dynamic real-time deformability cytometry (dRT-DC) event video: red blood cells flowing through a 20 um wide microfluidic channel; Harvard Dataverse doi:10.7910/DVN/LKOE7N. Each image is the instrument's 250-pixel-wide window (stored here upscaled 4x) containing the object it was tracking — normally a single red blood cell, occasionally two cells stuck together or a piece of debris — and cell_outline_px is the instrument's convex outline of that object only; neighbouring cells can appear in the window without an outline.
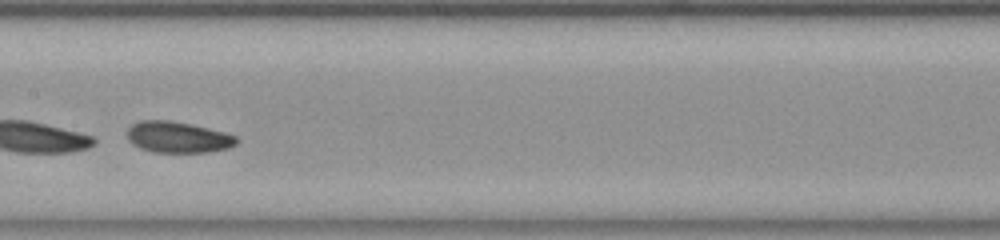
{"species": "common noctule bat (a hibernating species)", "species_latin": "Nyctalus noctula", "temperature_condition": "room temperature", "stored_images_in_passage": 37, "camera_frame_rate_fps": 3000, "um_per_image_px": 0.085, "animal": {"sex": "female", "body_mass_g": 23.0, "forearm_length_mm": 53.4}, "frame": {"image": 1, "passage_image": 16, "time_ms": 5.0, "image_size_px": [1000, 240], "cell_outline_px": [[240, 140], [236, 144], [228, 148], [208, 152], [152, 152], [140, 148], [132, 144], [128, 140], [128, 128], [132, 124], [140, 120], [172, 120], [192, 124], [224, 132], [236, 136]], "centroid_in_image_um": [15.12, 11.65], "position_along_channel_um": 192.3, "area_um2": 20.0}, "authors_computed_cell_mechanics": {"area_um2": 19.652, "velocity_mm_per_s": 3.7702, "shape_relaxation_time_tau1_ms": 0.3978, "shape_relaxation_time_tau2_ms": 4.3278, "deformation_change_tau1": 0.2513, "deformation_change_tau2": 0.1059}}